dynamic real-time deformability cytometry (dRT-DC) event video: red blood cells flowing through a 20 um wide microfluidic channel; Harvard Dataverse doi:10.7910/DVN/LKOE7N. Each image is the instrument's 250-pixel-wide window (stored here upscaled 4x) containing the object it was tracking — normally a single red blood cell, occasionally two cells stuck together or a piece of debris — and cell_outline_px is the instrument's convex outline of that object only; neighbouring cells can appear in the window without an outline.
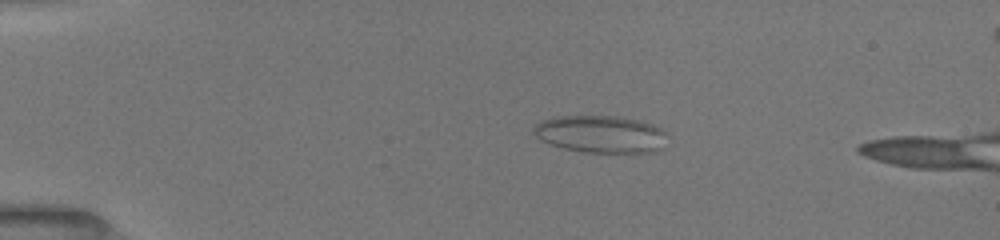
{"species": "common noctule bat (a hibernating species)", "species_latin": "Nyctalus noctula", "temperature_condition": "room temperature", "stored_images_in_passage": 50, "segment_of_instrument_passage": [1, 2], "camera_frame_rate_fps": 3000, "um_per_image_px": 0.085, "animal": {"sex": "female", "body_mass_g": 19.5, "forearm_length_mm": 54.1}, "frame": {"image": 1, "passage_image": 9, "time_ms": 3.667, "image_size_px": [1000, 240], "cell_outline_px": [[664, 132], [656, 148], [652, 152], [584, 152], [564, 148], [552, 144], [536, 136], [536, 124], [544, 120], [560, 116], [620, 116], [640, 120], [652, 124], [660, 128]], "centroid_in_image_um": [51.02, 11.38], "position_along_channel_um": 34.0, "area_um2": 27.98}}
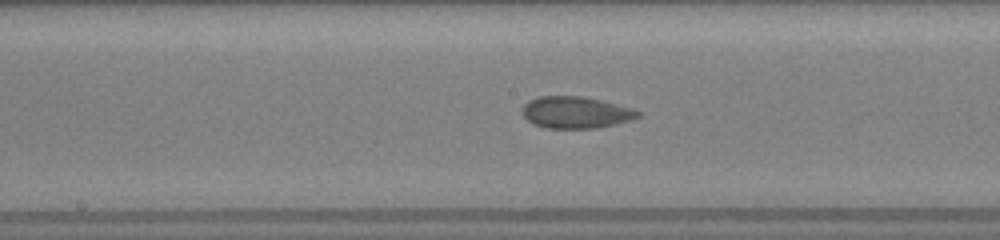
{"frame": {"image": 2, "passage_image": 26, "time_ms": 9.333, "image_size_px": [1000, 240], "cell_outline_px": [[640, 116], [632, 120], [616, 124], [596, 128], [544, 128], [532, 124], [524, 116], [524, 104], [528, 100], [540, 96], [584, 96], [632, 108], [640, 112]], "centroid_in_image_um": [48.95, 9.56], "position_along_channel_um": 199.3, "area_um2": 21.39}}
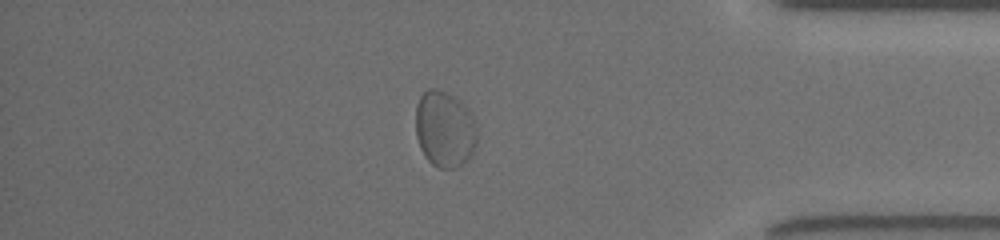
{"frame": {"image": 3, "passage_image": 39, "time_ms": 15.0, "image_size_px": [1000, 240], "cell_outline_px": [[476, 144], [472, 152], [456, 168], [440, 168], [432, 164], [424, 156], [420, 148], [416, 136], [416, 104], [420, 96], [428, 88], [436, 88], [452, 96], [468, 108], [476, 128]], "centroid_in_image_um": [37.76, 10.97], "position_along_channel_um": 397.4, "area_um2": 26.99}}